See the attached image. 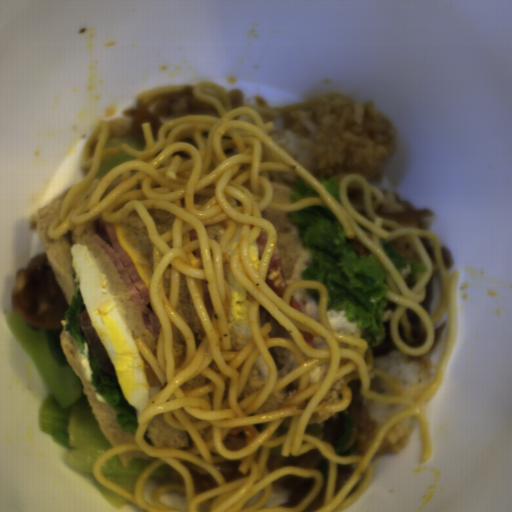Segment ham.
<instances>
[{
    "instance_id": "37f43c06",
    "label": "ham",
    "mask_w": 512,
    "mask_h": 512,
    "mask_svg": "<svg viewBox=\"0 0 512 512\" xmlns=\"http://www.w3.org/2000/svg\"><path fill=\"white\" fill-rule=\"evenodd\" d=\"M91 240L113 261L123 279L138 313L150 333L160 339L162 325L150 304V292L141 280L129 254L119 244L114 224L94 218Z\"/></svg>"
}]
</instances>
